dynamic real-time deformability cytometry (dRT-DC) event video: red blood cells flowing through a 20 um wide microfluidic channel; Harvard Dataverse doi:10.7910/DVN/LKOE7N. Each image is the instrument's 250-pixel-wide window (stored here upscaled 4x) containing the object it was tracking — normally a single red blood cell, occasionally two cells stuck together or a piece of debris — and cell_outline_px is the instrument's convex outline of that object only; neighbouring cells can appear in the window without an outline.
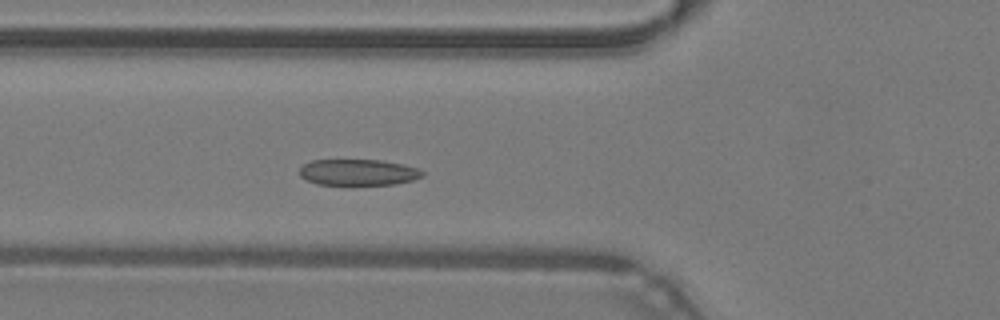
{"species": "common noctule bat (a hibernating species)", "species_latin": "Nyctalus noctula", "temperature_condition": "warm", "stored_images_in_passage": 44, "camera_frame_rate_fps": 3000, "um_per_image_px": 0.085, "animal": {"sex": "male", "body_mass_g": 19.2, "forearm_length_mm": 51.8}, "frame": {"image": 1, "passage_image": 13, "time_ms": 4.0, "image_size_px": [1000, 320], "cell_outline_px": [[424, 176], [412, 180], [392, 184], [352, 188], [348, 188], [316, 184], [300, 176], [300, 168], [304, 164], [312, 160], [384, 160], [420, 168], [424, 172]], "centroid_in_image_um": [30.45, 14.7], "position_along_channel_um": 95.4, "area_um2": 19.77}}
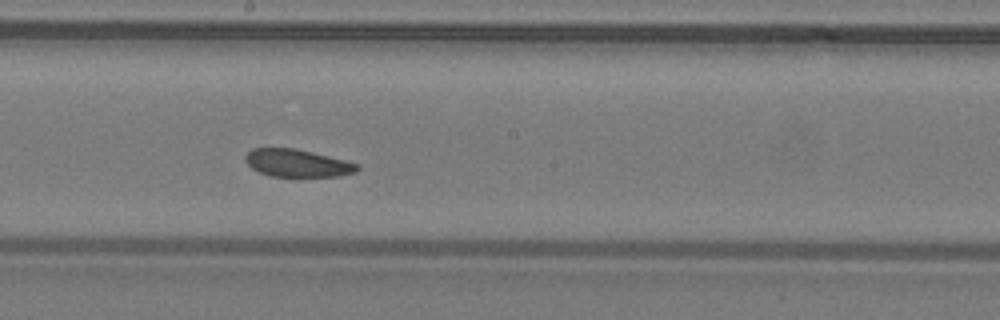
{"frame": {"image": 2, "passage_image": 22, "time_ms": 7.0, "image_size_px": [1000, 320], "cell_outline_px": [[360, 168], [356, 172], [340, 176], [272, 176], [260, 172], [252, 168], [244, 160], [244, 156], [252, 148], [296, 148], [360, 164]], "centroid_in_image_um": [25.27, 13.86], "position_along_channel_um": 222.9, "area_um2": 17.92}}
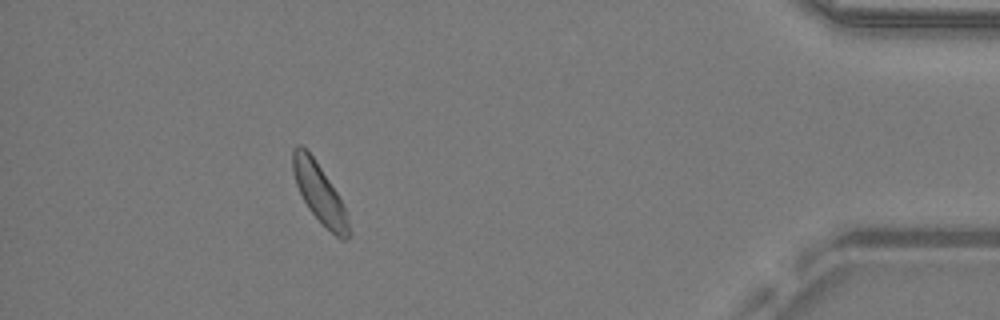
{"frame": {"image": 3, "passage_image": 39, "time_ms": 12.667, "image_size_px": [1000, 320], "cell_outline_px": [[352, 232], [348, 240], [340, 240], [308, 208], [296, 184], [292, 168], [292, 148], [296, 144], [300, 144], [312, 156], [336, 192], [344, 208]], "centroid_in_image_um": [27.15, 16.43], "position_along_channel_um": 408.1, "area_um2": 18.73}, "authors_computed_cell_mechanics": {"area_um2": 19.652, "velocity_mm_per_s": 4.2387, "shape_relaxation_time_tau1_ms": 11.2706, "shape_relaxation_time_tau2_ms": 2.1284, "deformation_change_tau1": 0.1243, "deformation_change_tau2": 0.0582}}